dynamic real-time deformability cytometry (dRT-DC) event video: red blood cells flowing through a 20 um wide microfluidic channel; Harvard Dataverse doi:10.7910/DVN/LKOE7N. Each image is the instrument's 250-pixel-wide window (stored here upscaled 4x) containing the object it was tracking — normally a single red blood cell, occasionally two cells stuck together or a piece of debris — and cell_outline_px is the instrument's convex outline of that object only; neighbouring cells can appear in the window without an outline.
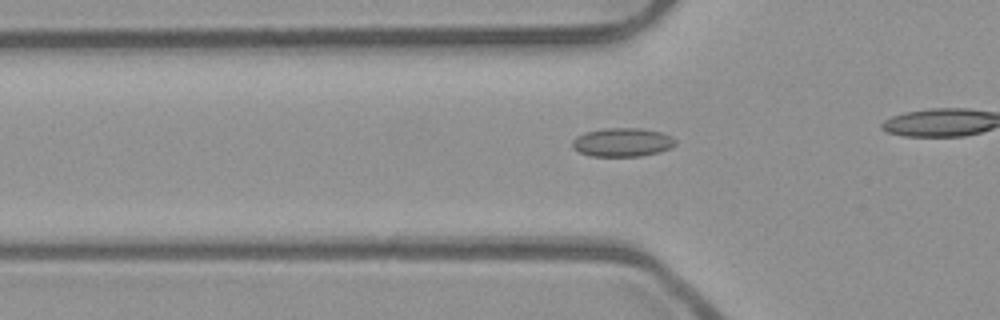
{"species": "common noctule bat (a hibernating species)", "species_latin": "Nyctalus noctula", "temperature_condition": "room temperature", "stored_images_in_passage": 39, "camera_frame_rate_fps": 3000, "um_per_image_px": 0.085, "animal": {"sex": "male", "body_mass_g": 23.1, "forearm_length_mm": 52.7}, "frame": {"image": 1, "passage_image": 15, "time_ms": 4.667, "image_size_px": [1000, 320], "cell_outline_px": [[676, 144], [660, 152], [640, 156], [588, 156], [572, 148], [572, 140], [576, 136], [584, 132], [604, 128], [640, 128], [660, 132], [672, 136], [676, 140]], "centroid_in_image_um": [52.87, 12.09], "position_along_channel_um": 72.9, "area_um2": 17.34}}
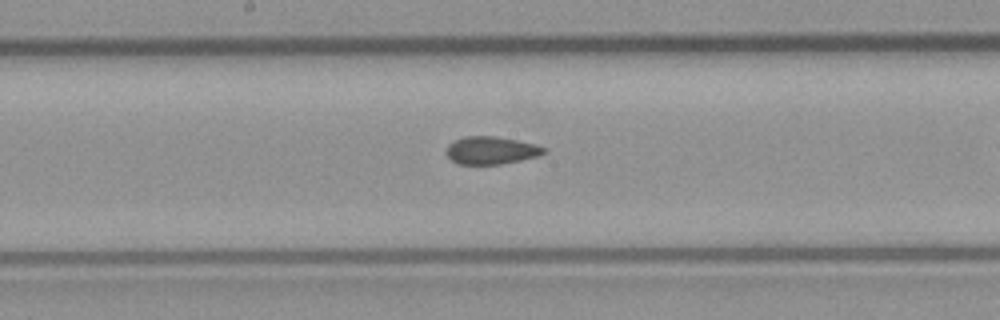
{"frame": {"image": 2, "passage_image": 25, "time_ms": 8.0, "image_size_px": [1000, 320], "cell_outline_px": [[548, 148], [540, 156], [500, 164], [456, 164], [444, 152], [448, 144], [464, 136], [496, 136], [536, 144]], "centroid_in_image_um": [41.74, 12.78], "position_along_channel_um": 206.5, "area_um2": 15.84}}
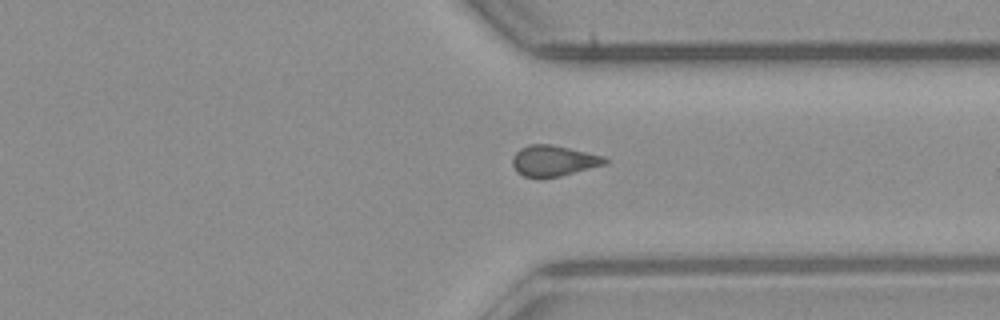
{"frame": {"image": 3, "passage_image": 37, "time_ms": 12.0, "image_size_px": [1000, 320], "cell_outline_px": [[608, 160], [604, 164], [560, 176], [524, 176], [516, 172], [512, 164], [512, 156], [520, 148], [528, 144], [548, 144], [568, 148], [604, 156]], "centroid_in_image_um": [47.0, 13.64], "position_along_channel_um": 364.4, "area_um2": 16.18}}